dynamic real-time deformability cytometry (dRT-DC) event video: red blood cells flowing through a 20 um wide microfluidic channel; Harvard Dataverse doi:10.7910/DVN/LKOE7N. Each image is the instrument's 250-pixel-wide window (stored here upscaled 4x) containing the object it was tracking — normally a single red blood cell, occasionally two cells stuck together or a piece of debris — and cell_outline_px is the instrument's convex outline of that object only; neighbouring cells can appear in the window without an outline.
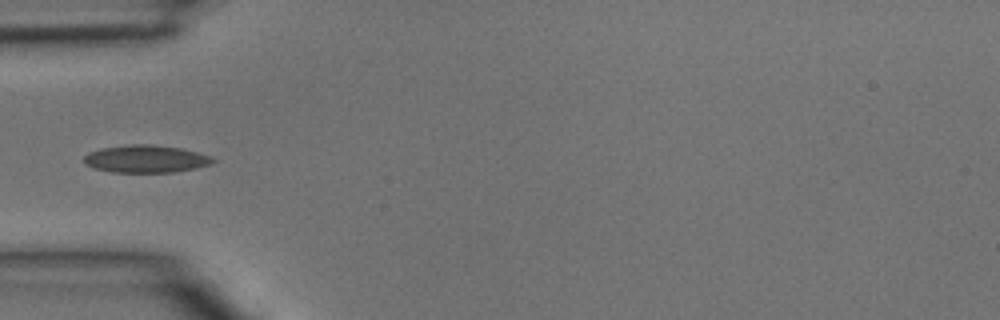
{"species": "common noctule bat (a hibernating species)", "species_latin": "Nyctalus noctula", "temperature_condition": "room temperature", "stored_images_in_passage": 4, "camera_frame_rate_fps": 3000, "um_per_image_px": 0.085, "animal": {"sex": "male", "body_mass_g": 15.6}, "frame": {"image": 1, "passage_image": 3, "time_ms": 0.667, "image_size_px": [1000, 320], "cell_outline_px": [[216, 160], [212, 164], [196, 168], [172, 172], [112, 172], [92, 168], [84, 164], [84, 156], [88, 152], [100, 148], [128, 144], [152, 144], [180, 148], [212, 156]], "centroid_in_image_um": [12.37, 13.5], "position_along_channel_um": 72.6, "area_um2": 20.87}}